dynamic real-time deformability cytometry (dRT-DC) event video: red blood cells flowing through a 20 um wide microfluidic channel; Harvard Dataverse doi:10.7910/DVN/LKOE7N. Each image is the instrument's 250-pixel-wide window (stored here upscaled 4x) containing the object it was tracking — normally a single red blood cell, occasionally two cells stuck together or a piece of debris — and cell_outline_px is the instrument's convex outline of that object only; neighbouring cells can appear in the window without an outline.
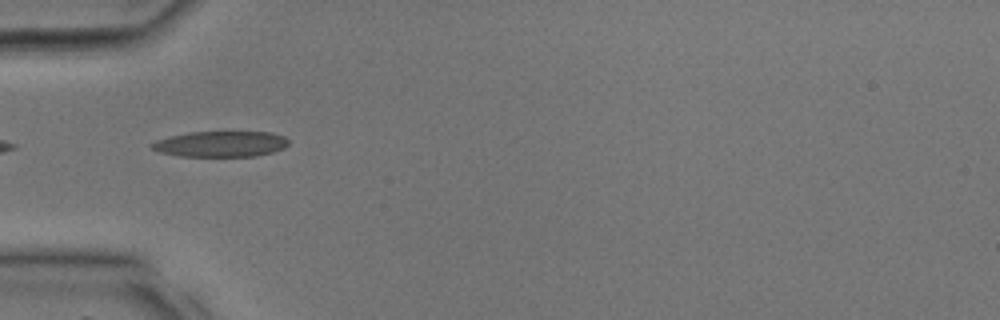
{"species": "common noctule bat (a hibernating species)", "species_latin": "Nyctalus noctula", "temperature_condition": "room temperature", "stored_images_in_passage": 35, "camera_frame_rate_fps": 3000, "um_per_image_px": 0.085, "animal": {"sex": "male", "body_mass_g": 17.9, "forearm_length_mm": 54.2}, "frame": {"image": 1, "passage_image": 12, "time_ms": 3.667, "image_size_px": [1000, 320], "cell_outline_px": [[288, 144], [284, 148], [272, 152], [256, 156], [180, 156], [160, 152], [152, 148], [148, 144], [156, 140], [188, 132], [272, 132], [284, 136], [288, 140]], "centroid_in_image_um": [18.77, 12.23], "position_along_channel_um": 66.2, "area_um2": 20.46}}
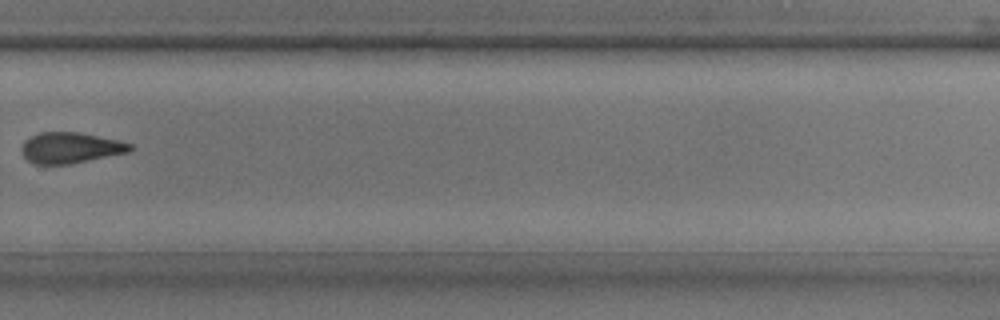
{"frame": {"image": 2, "passage_image": 25, "time_ms": 8.0, "image_size_px": [1000, 320], "cell_outline_px": [[136, 148], [128, 152], [72, 164], [32, 164], [24, 156], [24, 140], [40, 132], [80, 132], [116, 140], [132, 144]], "centroid_in_image_um": [6.03, 12.57], "position_along_channel_um": 323.8, "area_um2": 19.36}}
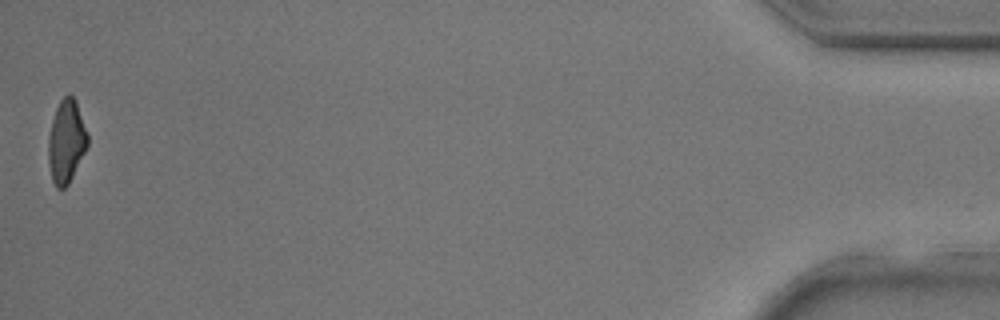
{"frame": {"image": 3, "passage_image": 35, "time_ms": 11.333, "image_size_px": [1000, 320], "cell_outline_px": [[88, 144], [68, 184], [64, 188], [56, 188], [52, 180], [48, 164], [48, 136], [52, 120], [56, 108], [60, 100], [68, 92], [76, 100], [88, 132]], "centroid_in_image_um": [5.63, 11.99], "position_along_channel_um": 429.6, "area_um2": 19.07}}